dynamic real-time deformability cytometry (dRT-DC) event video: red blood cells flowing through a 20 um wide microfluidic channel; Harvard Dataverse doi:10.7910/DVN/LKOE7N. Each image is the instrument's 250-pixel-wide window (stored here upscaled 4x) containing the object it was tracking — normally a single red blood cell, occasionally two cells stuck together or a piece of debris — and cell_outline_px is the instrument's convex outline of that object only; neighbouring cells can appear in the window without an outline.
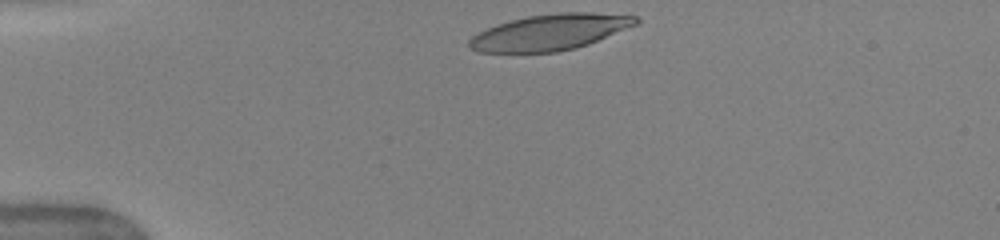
{"species": "human", "species_latin": "Homo sapiens", "temperature_condition": "warm", "stored_images_in_passage": 33, "camera_frame_rate_fps": 3000, "um_per_image_px": 0.085, "donor": {"sex": "female"}, "frame": {"image": 1, "passage_image": 1, "time_ms": 0.0, "image_size_px": [1000, 240], "cell_outline_px": [[640, 20], [636, 24], [588, 44], [576, 48], [556, 52], [476, 52], [468, 48], [468, 40], [472, 36], [496, 24], [528, 16], [560, 12], [592, 12], [636, 16]], "centroid_in_image_um": [46.71, 2.74], "position_along_channel_um": 38.3, "area_um2": 34.68}}
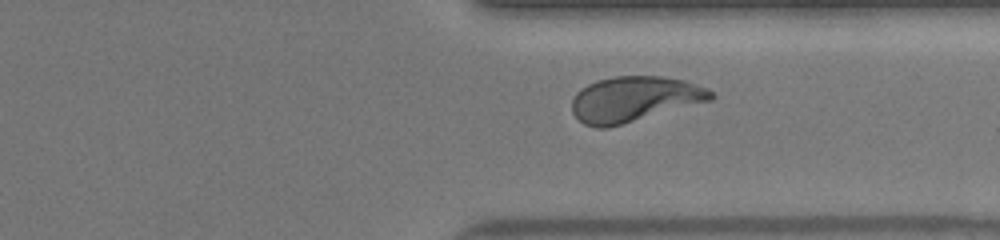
{"frame": {"image": 2, "passage_image": 28, "time_ms": 9.0, "image_size_px": [1000, 240], "cell_outline_px": [[716, 96], [712, 100], [608, 128], [596, 128], [584, 124], [572, 112], [572, 100], [576, 92], [580, 88], [596, 80], [612, 76], [660, 76], [684, 80], [708, 88]], "centroid_in_image_um": [53.9, 8.42], "position_along_channel_um": 357.5, "area_um2": 36.88}}
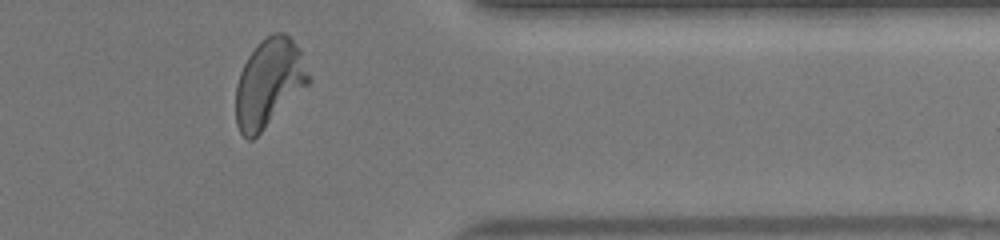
{"frame": {"image": 3, "passage_image": 31, "time_ms": 10.0, "image_size_px": [1000, 240], "cell_outline_px": [[312, 80], [252, 140], [248, 140], [240, 132], [236, 124], [236, 84], [240, 72], [248, 56], [260, 40], [272, 32], [284, 32], [300, 48]], "centroid_in_image_um": [22.86, 7.01], "position_along_channel_um": 388.5, "area_um2": 37.11}, "authors_computed_cell_mechanics": {"area_um2": 36.6452, "velocity_mm_per_s": 4.0567, "shape_relaxation_time_tau1_ms": 4.7468, "shape_relaxation_time_tau2_ms": 0.9286, "deformation_change_tau1": 0.2488, "deformation_change_tau2": 0.085}}